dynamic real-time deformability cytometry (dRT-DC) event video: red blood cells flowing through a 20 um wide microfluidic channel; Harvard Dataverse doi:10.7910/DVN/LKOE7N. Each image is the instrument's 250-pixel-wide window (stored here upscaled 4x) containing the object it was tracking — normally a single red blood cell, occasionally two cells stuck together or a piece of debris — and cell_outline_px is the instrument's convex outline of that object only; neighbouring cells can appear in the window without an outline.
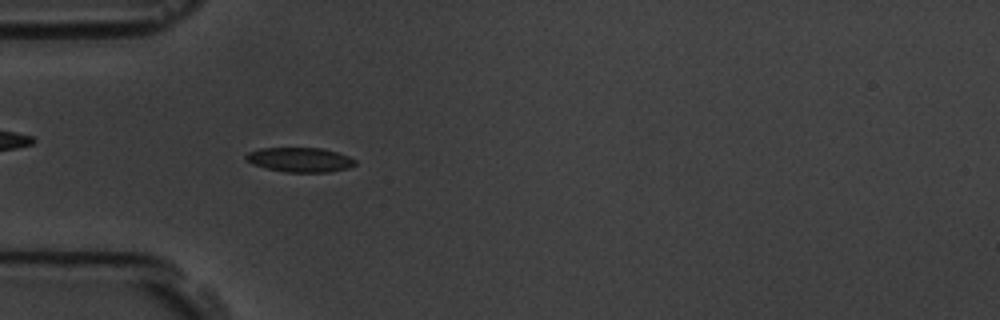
{"species": "common noctule bat (a hibernating species)", "species_latin": "Nyctalus noctula", "temperature_condition": "room temperature", "stored_images_in_passage": 54, "camera_frame_rate_fps": 3000, "um_per_image_px": 0.085, "animal": {"sex": "male", "body_mass_g": 19.5, "forearm_length_mm": 54.6}, "frame": {"image": 1, "passage_image": 14, "time_ms": 4.333, "image_size_px": [1000, 320], "cell_outline_px": [[356, 164], [348, 168], [328, 172], [284, 172], [252, 164], [244, 160], [244, 156], [248, 152], [260, 148], [324, 148], [348, 156], [356, 160]], "centroid_in_image_um": [25.47, 13.57], "position_along_channel_um": 59.5, "area_um2": 15.66}}
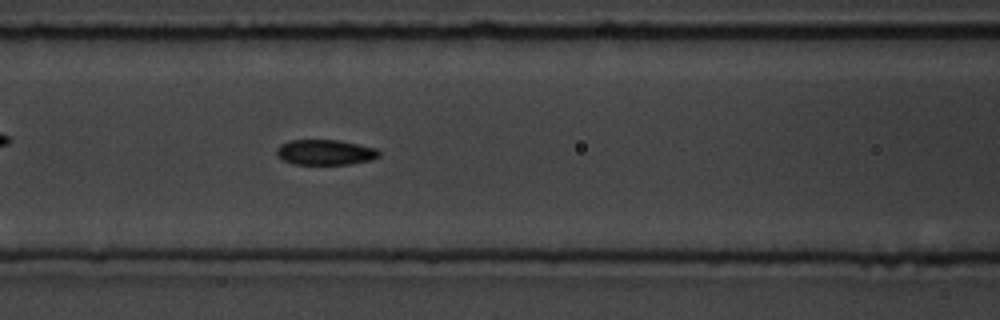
{"frame": {"image": 2, "passage_image": 21, "time_ms": 6.667, "image_size_px": [1000, 320], "cell_outline_px": [[380, 156], [372, 160], [348, 164], [292, 164], [284, 160], [276, 152], [276, 148], [280, 144], [288, 140], [340, 140], [376, 148], [380, 152]], "centroid_in_image_um": [27.66, 12.94], "position_along_channel_um": 138.9, "area_um2": 15.14}}
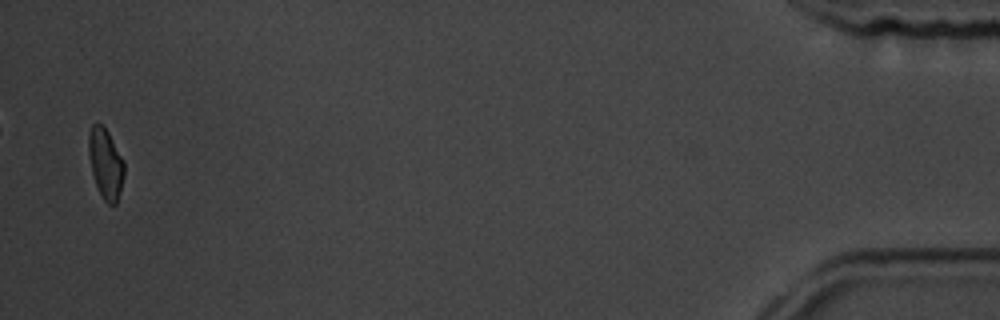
{"frame": {"image": 3, "passage_image": 53, "time_ms": 17.333, "image_size_px": [1000, 320], "cell_outline_px": [[124, 176], [120, 192], [116, 204], [108, 204], [104, 200], [96, 184], [92, 172], [88, 156], [88, 132], [92, 124], [100, 124], [108, 132], [124, 160]], "centroid_in_image_um": [8.97, 13.89], "position_along_channel_um": 426.2, "area_um2": 14.51}, "authors_computed_cell_mechanics": {"area_um2": 15.1436, "velocity_mm_per_s": 3.5337, "shape_relaxation_time_tau1_ms": 3.2906, "shape_relaxation_time_tau2_ms": 3.2849, "deformation_change_tau1": 0.1132, "deformation_change_tau2": 0.0581}}